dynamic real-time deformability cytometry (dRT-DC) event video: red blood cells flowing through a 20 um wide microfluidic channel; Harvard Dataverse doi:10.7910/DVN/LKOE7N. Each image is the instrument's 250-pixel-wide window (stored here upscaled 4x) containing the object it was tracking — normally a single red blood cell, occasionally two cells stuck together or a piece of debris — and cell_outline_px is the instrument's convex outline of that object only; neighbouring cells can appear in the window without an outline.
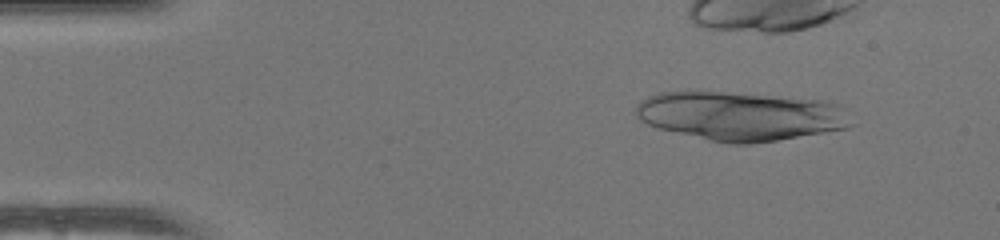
{"species": "human", "species_latin": "Homo sapiens", "temperature_condition": "warm", "stored_images_in_passage": 14, "camera_frame_rate_fps": 3000, "um_per_image_px": 0.085, "donor": {"sex": "female"}, "frame": {"image": 1, "passage_image": 5, "time_ms": 1.333, "image_size_px": [1000, 240], "cell_outline_px": [[856, 124], [848, 128], [776, 140], [748, 144], [732, 144], [708, 140], [656, 128], [640, 120], [636, 116], [636, 104], [640, 100], [648, 96], [660, 92], [724, 92], [816, 100], [832, 104], [840, 108]], "centroid_in_image_um": [62.86, 9.88], "position_along_channel_um": 22.1, "area_um2": 60.63}}